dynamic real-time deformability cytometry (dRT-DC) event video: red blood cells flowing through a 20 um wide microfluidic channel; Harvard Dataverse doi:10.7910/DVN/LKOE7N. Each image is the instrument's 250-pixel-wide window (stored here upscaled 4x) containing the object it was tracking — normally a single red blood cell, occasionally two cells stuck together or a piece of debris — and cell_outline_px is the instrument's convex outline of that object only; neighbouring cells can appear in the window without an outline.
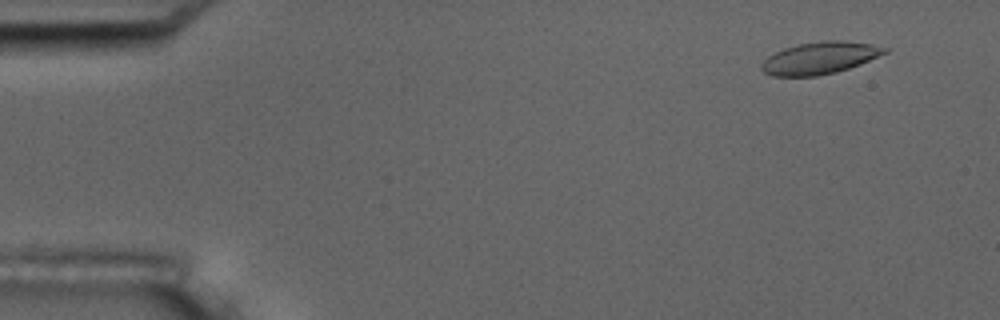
{"species": "common noctule bat (a hibernating species)", "species_latin": "Nyctalus noctula", "temperature_condition": "room temperature", "stored_images_in_passage": 11, "camera_frame_rate_fps": 3000, "um_per_image_px": 0.085, "animal": {"sex": "male", "body_mass_g": 17.5, "forearm_length_mm": 52.3}, "frame": {"image": 1, "passage_image": 2, "time_ms": 1.333, "image_size_px": [1000, 320], "cell_outline_px": [[888, 52], [860, 64], [836, 72], [816, 76], [772, 76], [764, 72], [760, 68], [760, 64], [768, 56], [784, 48], [800, 44], [824, 40], [840, 40], [872, 44], [888, 48]], "centroid_in_image_um": [69.67, 4.93], "position_along_channel_um": 15.3, "area_um2": 22.95}}
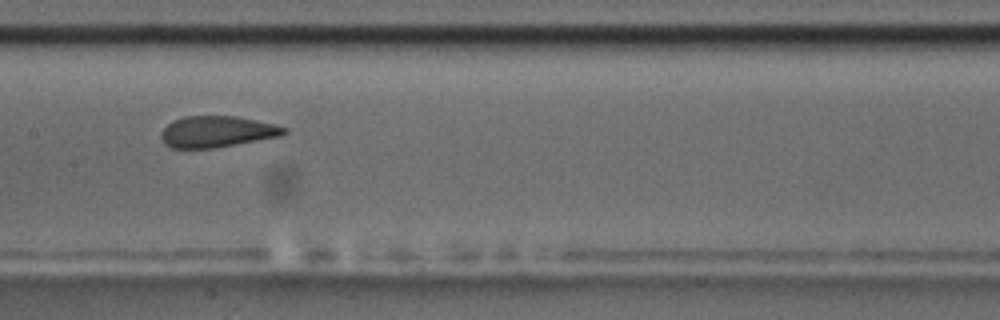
{"frame": {"image": 2, "passage_image": 8, "time_ms": 9.0, "image_size_px": [1000, 320], "cell_outline_px": [[288, 132], [280, 136], [212, 148], [172, 148], [164, 144], [160, 136], [164, 128], [172, 120], [184, 116], [236, 116], [272, 124], [288, 128]], "centroid_in_image_um": [18.41, 11.19], "position_along_channel_um": 189.0, "area_um2": 22.2}}